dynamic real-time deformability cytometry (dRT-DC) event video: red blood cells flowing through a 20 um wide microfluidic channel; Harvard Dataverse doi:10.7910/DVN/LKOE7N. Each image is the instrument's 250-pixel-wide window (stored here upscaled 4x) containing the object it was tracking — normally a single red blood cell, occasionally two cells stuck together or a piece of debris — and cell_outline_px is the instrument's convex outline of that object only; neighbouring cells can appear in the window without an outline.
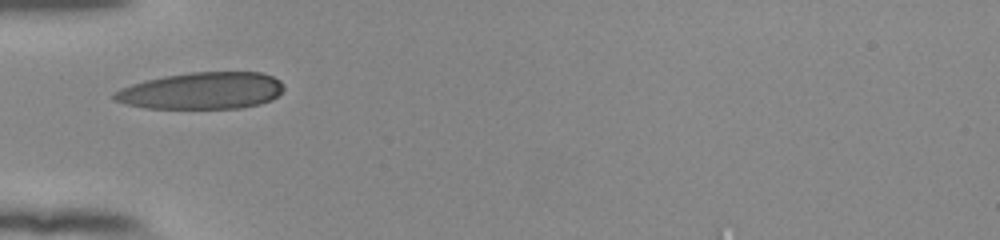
{"species": "human", "species_latin": "Homo sapiens", "temperature_condition": "room temperature", "stored_images_in_passage": 3, "camera_frame_rate_fps": 3000, "um_per_image_px": 0.085, "donor": {"sex": "female"}, "frame": {"image": 1, "passage_image": 1, "time_ms": 0.0, "image_size_px": [1000, 240], "cell_outline_px": [[284, 88], [272, 100], [260, 104], [240, 108], [144, 108], [128, 104], [116, 100], [112, 96], [112, 92], [120, 88], [132, 84], [164, 76], [188, 72], [260, 72], [272, 76], [280, 80]], "centroid_in_image_um": [17.16, 7.71], "position_along_channel_um": 67.8, "area_um2": 36.36}}